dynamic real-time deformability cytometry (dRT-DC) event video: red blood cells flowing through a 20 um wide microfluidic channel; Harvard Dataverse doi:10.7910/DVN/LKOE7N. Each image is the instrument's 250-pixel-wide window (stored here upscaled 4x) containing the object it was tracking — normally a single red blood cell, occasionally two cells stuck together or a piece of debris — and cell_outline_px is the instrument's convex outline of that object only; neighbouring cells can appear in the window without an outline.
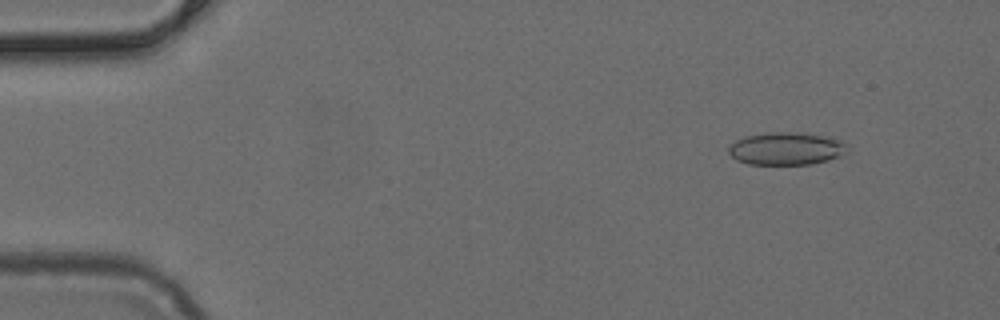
{"species": "common noctule bat (a hibernating species)", "species_latin": "Nyctalus noctula", "temperature_condition": "cold", "stored_images_in_passage": 49, "camera_frame_rate_fps": 3000, "um_per_image_px": 0.085, "animal": {"sex": "female", "body_mass_g": 24.6, "forearm_length_mm": 56.2}, "frame": {"image": 1, "passage_image": 5, "time_ms": 1.333, "image_size_px": [1000, 320], "cell_outline_px": [[848, 152], [828, 160], [812, 164], [748, 164], [736, 160], [728, 152], [728, 148], [736, 140], [744, 136], [772, 132], [800, 132], [832, 136], [848, 144]], "centroid_in_image_um": [66.88, 12.62], "position_along_channel_um": 18.1, "area_um2": 22.89}}
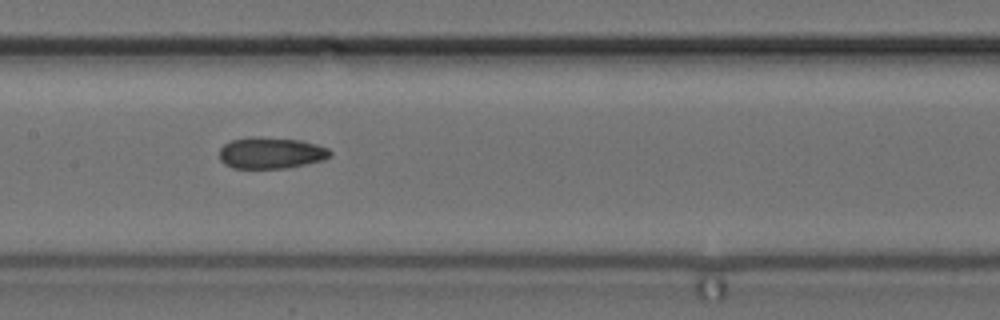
{"frame": {"image": 2, "passage_image": 24, "time_ms": 7.667, "image_size_px": [1000, 320], "cell_outline_px": [[332, 156], [320, 160], [304, 164], [284, 168], [232, 168], [224, 164], [220, 160], [220, 148], [224, 144], [232, 140], [252, 136], [260, 136], [296, 140], [316, 144], [328, 148], [332, 152]], "centroid_in_image_um": [22.99, 12.99], "position_along_channel_um": 184.4, "area_um2": 20.17}}
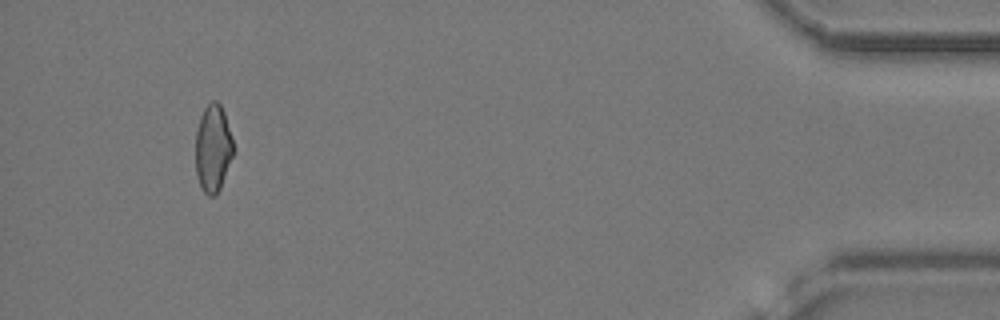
{"frame": {"image": 3, "passage_image": 46, "time_ms": 15.0, "image_size_px": [1000, 320], "cell_outline_px": [[232, 156], [220, 188], [216, 196], [208, 196], [204, 192], [196, 176], [196, 132], [200, 116], [204, 108], [212, 100], [216, 100], [220, 104], [224, 112], [232, 136]], "centroid_in_image_um": [18.09, 12.59], "position_along_channel_um": 417.1, "area_um2": 19.07}}